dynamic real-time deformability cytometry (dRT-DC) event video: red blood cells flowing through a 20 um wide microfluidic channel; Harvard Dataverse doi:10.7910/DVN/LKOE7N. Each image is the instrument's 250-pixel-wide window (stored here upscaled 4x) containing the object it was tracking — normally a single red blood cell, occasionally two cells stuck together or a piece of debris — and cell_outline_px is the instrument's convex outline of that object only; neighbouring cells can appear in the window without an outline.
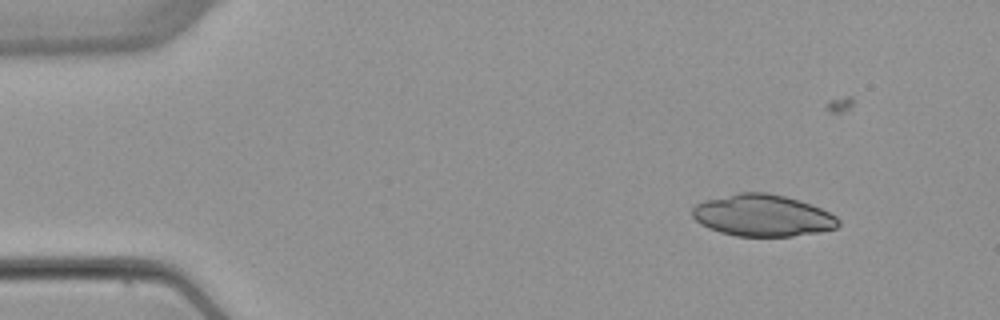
{"species": "common noctule bat (a hibernating species)", "species_latin": "Nyctalus noctula", "temperature_condition": "warm", "stored_images_in_passage": 6, "camera_frame_rate_fps": 3000, "um_per_image_px": 0.085, "animal": {"sex": "female", "body_mass_g": 22.7, "forearm_length_mm": 54.2}, "frame": {"image": 1, "passage_image": 2, "time_ms": 2.0, "image_size_px": [1000, 320], "cell_outline_px": [[840, 224], [836, 228], [820, 232], [792, 236], [736, 236], [720, 232], [708, 228], [700, 224], [692, 216], [692, 208], [696, 204], [704, 200], [740, 192], [768, 192], [800, 200], [812, 204], [836, 216], [840, 220]], "centroid_in_image_um": [64.82, 18.31], "position_along_channel_um": 20.2, "area_um2": 35.72}}